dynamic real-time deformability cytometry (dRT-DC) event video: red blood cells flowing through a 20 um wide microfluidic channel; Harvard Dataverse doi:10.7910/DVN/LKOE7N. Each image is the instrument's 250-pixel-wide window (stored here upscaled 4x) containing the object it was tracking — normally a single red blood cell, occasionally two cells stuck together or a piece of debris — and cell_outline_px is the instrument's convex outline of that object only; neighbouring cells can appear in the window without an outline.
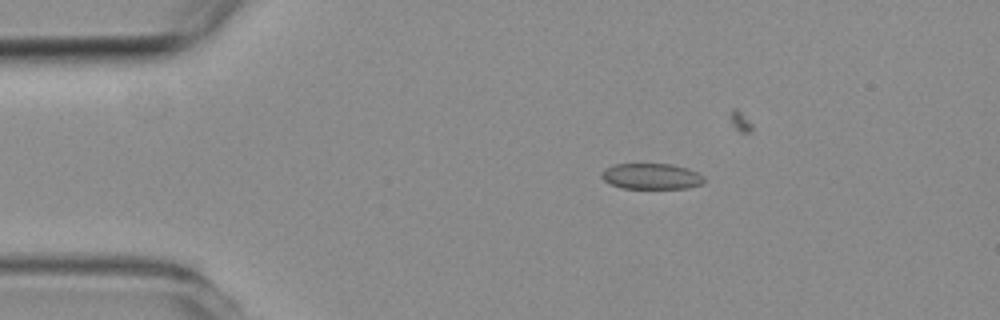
{"species": "common noctule bat (a hibernating species)", "species_latin": "Nyctalus noctula", "temperature_condition": "room temperature", "stored_images_in_passage": 4, "camera_frame_rate_fps": 3000, "um_per_image_px": 0.085, "animal": {"sex": "female", "body_mass_g": 19.3, "forearm_length_mm": 54.1}, "frame": {"image": 1, "passage_image": 2, "time_ms": 1.0, "image_size_px": [1000, 320], "cell_outline_px": [[704, 180], [700, 184], [688, 188], [624, 188], [612, 184], [604, 180], [600, 176], [600, 172], [604, 168], [612, 164], [672, 164], [688, 168], [704, 176]], "centroid_in_image_um": [55.34, 14.97], "position_along_channel_um": 29.7, "area_um2": 15.43}}